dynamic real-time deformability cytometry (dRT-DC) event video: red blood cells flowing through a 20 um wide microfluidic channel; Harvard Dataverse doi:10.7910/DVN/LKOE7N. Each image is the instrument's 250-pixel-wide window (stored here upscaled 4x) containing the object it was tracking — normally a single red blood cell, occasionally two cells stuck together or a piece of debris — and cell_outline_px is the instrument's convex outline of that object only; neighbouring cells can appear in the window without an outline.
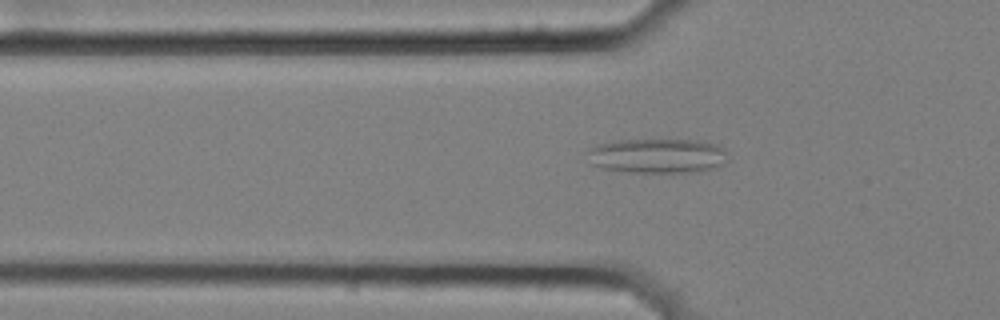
{"species": "common noctule bat (a hibernating species)", "species_latin": "Nyctalus noctula", "temperature_condition": "cold", "stored_images_in_passage": 41, "camera_frame_rate_fps": 3000, "um_per_image_px": 0.085, "animal": {"sex": "female", "body_mass_g": 25.1}, "frame": {"image": 1, "passage_image": 4, "time_ms": 1.0, "image_size_px": [1000, 320], "cell_outline_px": [[728, 160], [724, 164], [712, 168], [696, 172], [628, 172], [600, 168], [592, 164], [588, 152], [596, 144], [616, 140], [700, 140], [716, 144], [724, 148]], "centroid_in_image_um": [55.91, 13.24], "position_along_channel_um": 69.9, "area_um2": 28.44}}
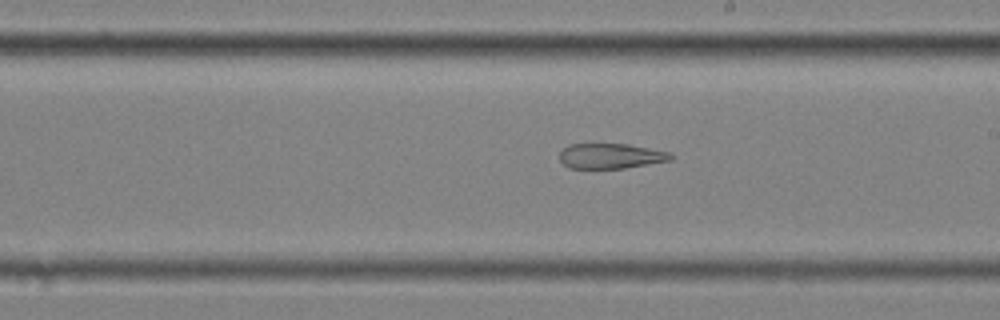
{"frame": {"image": 2, "passage_image": 18, "time_ms": 5.667, "image_size_px": [1000, 320], "cell_outline_px": [[676, 156], [672, 160], [624, 168], [568, 168], [560, 160], [560, 152], [568, 144], [628, 144], [672, 152]], "centroid_in_image_um": [51.96, 13.25], "position_along_channel_um": 237.0, "area_um2": 16.42}}
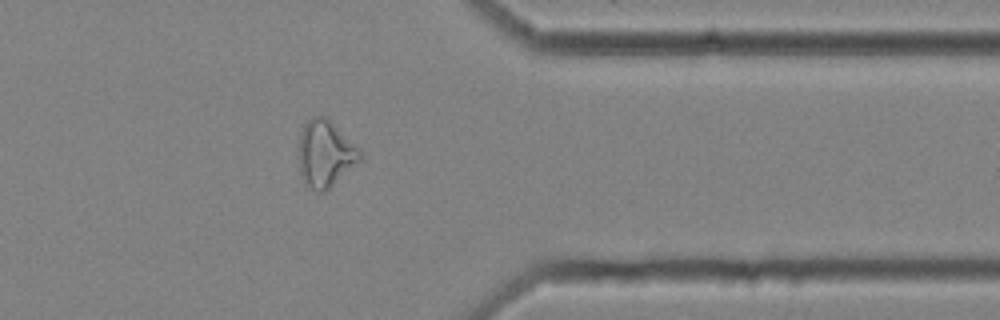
{"frame": {"image": 3, "passage_image": 31, "time_ms": 10.0, "image_size_px": [1000, 320], "cell_outline_px": [[364, 156], [360, 160], [324, 192], [316, 192], [304, 180], [300, 172], [300, 132], [304, 124], [312, 116], [324, 116]], "centroid_in_image_um": [27.62, 13.07], "position_along_channel_um": 383.8, "area_um2": 22.66}}